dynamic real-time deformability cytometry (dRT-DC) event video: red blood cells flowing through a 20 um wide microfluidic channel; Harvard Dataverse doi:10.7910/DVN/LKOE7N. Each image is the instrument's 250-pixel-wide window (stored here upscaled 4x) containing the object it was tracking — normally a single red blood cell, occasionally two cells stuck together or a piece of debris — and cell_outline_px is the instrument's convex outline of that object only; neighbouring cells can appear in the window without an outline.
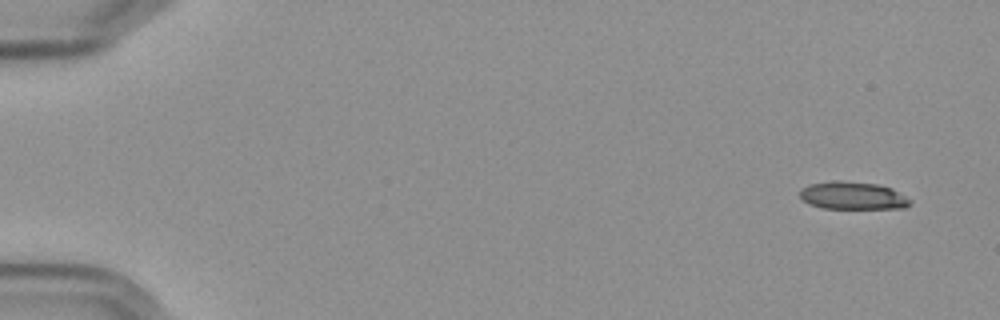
{"species": "Egyptian fruit bat (a non-hibernating species)", "species_latin": "Rousettus aegyptiacus", "temperature_condition": "cold", "stored_images_in_passage": 5, "camera_frame_rate_fps": 3000, "um_per_image_px": 0.085, "frame": {"image": 1, "passage_image": 1, "time_ms": 0.0, "image_size_px": [1000, 320], "cell_outline_px": [[908, 204], [904, 208], [824, 208], [808, 204], [800, 196], [800, 188], [808, 184], [832, 180], [840, 180], [876, 184], [892, 188], [904, 196], [908, 200]], "centroid_in_image_um": [72.4, 16.61], "position_along_channel_um": 12.6, "area_um2": 17.63}}